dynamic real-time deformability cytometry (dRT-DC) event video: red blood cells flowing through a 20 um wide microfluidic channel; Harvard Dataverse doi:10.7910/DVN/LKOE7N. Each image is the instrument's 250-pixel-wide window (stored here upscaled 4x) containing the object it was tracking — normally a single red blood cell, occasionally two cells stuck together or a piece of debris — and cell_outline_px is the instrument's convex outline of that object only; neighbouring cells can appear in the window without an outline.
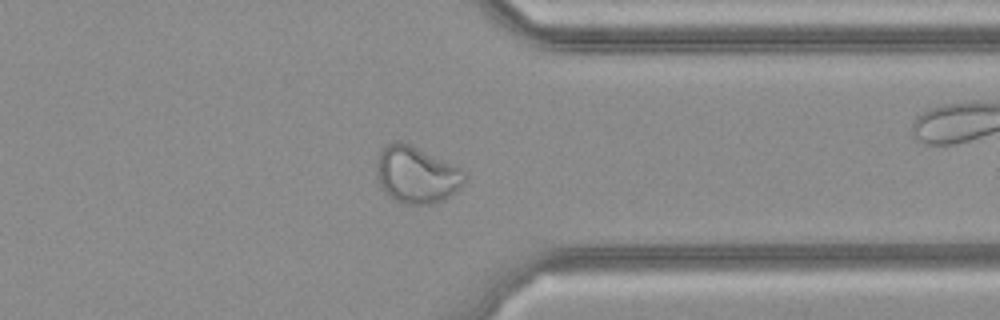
{"species": "common noctule bat (a hibernating species)", "species_latin": "Nyctalus noctula", "temperature_condition": "cold", "stored_images_in_passage": 34, "camera_frame_rate_fps": 3000, "um_per_image_px": 0.085, "animal": {"sex": "female", "body_mass_g": 21.9}, "frame": {"image": 1, "passage_image": 25, "time_ms": 8.0, "image_size_px": [1000, 320], "cell_outline_px": [[468, 180], [460, 188], [444, 200], [432, 204], [404, 204], [388, 196], [384, 192], [376, 176], [376, 156], [388, 144], [396, 140], [400, 140], [412, 144], [460, 168], [468, 176]], "centroid_in_image_um": [35.4, 14.85], "position_along_channel_um": 376.0, "area_um2": 29.59}}